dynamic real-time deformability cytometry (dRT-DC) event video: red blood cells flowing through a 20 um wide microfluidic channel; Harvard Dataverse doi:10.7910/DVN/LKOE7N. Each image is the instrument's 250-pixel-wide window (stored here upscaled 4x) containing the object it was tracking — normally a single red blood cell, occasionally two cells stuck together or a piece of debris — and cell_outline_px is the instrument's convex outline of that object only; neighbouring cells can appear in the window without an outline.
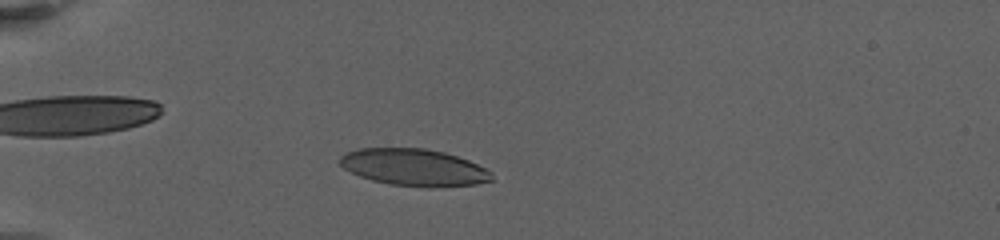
{"species": "human", "species_latin": "Homo sapiens", "temperature_condition": "warm", "stored_images_in_passage": 40, "camera_frame_rate_fps": 3000, "um_per_image_px": 0.085, "donor": {"sex": "female"}, "frame": {"image": 1, "passage_image": 7, "time_ms": 4.0, "image_size_px": [1000, 240], "cell_outline_px": [[492, 180], [476, 184], [388, 184], [372, 180], [360, 176], [344, 168], [336, 160], [344, 152], [360, 148], [424, 148], [444, 152], [468, 160], [492, 172]], "centroid_in_image_um": [35.09, 14.16], "position_along_channel_um": 49.9, "area_um2": 31.56}}
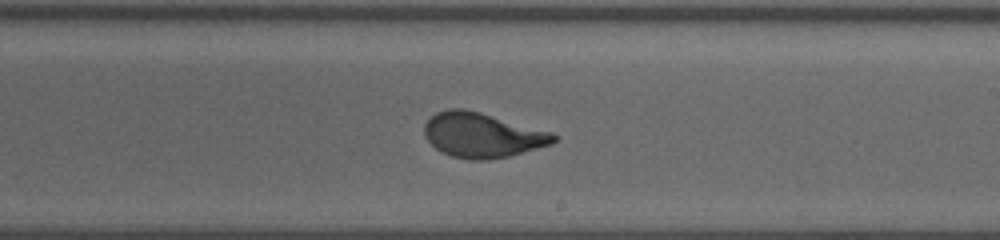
{"frame": {"image": 2, "passage_image": 21, "time_ms": 11.333, "image_size_px": [1000, 240], "cell_outline_px": [[560, 140], [552, 144], [508, 156], [488, 160], [468, 160], [452, 156], [436, 148], [424, 136], [424, 124], [436, 112], [448, 108], [464, 108], [480, 112], [552, 132]], "centroid_in_image_um": [41.0, 11.48], "position_along_channel_um": 248.0, "area_um2": 33.7}}
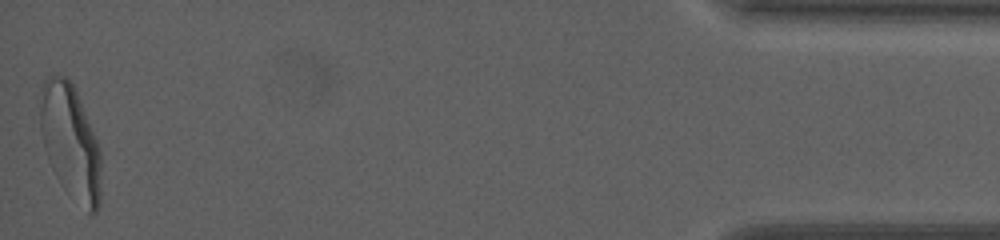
{"frame": {"image": 3, "passage_image": 40, "time_ms": 19.667, "image_size_px": [1000, 240], "cell_outline_px": [[100, 204], [96, 212], [88, 212], [52, 168], [48, 160], [44, 148], [40, 128], [40, 88], [44, 80], [48, 76], [56, 72], [64, 76], [72, 84], [76, 92], [96, 136], [100, 148]], "centroid_in_image_um": [5.97, 11.94], "position_along_channel_um": 429.2, "area_um2": 39.88}, "authors_computed_cell_mechanics": {"area_um2": 33.6685, "velocity_mm_per_s": 3.1132, "shape_relaxation_time_tau1_ms": 4.4666, "shape_relaxation_time_tau2_ms": null, "deformation_change_tau1": 0.1978, "deformation_change_tau2": null}}